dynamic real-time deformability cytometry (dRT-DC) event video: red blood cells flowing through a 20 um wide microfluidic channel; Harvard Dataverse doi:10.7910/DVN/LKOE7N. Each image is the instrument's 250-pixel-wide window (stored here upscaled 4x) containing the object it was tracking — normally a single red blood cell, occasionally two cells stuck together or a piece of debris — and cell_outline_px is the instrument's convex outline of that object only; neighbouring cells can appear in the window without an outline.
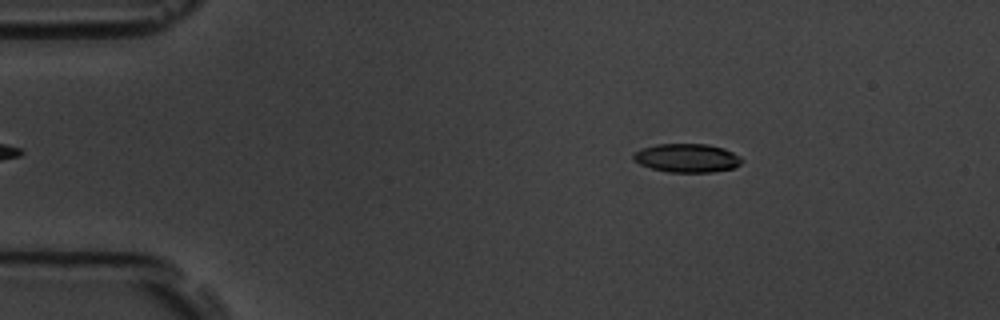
{"species": "common noctule bat (a hibernating species)", "species_latin": "Nyctalus noctula", "temperature_condition": "room temperature", "stored_images_in_passage": 3, "camera_frame_rate_fps": 3000, "um_per_image_px": 0.085, "animal": {"sex": "male", "body_mass_g": 19.5, "forearm_length_mm": 54.6}, "frame": {"image": 1, "passage_image": 1, "time_ms": 0.0, "image_size_px": [1000, 320], "cell_outline_px": [[744, 160], [740, 164], [732, 168], [712, 172], [668, 172], [652, 168], [640, 164], [632, 156], [632, 152], [640, 148], [656, 144], [708, 144], [724, 148], [740, 156]], "centroid_in_image_um": [58.38, 13.42], "position_along_channel_um": 26.6, "area_um2": 18.15}}